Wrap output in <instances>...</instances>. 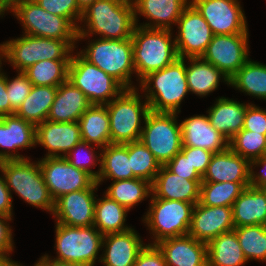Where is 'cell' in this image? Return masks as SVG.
<instances>
[{
	"mask_svg": "<svg viewBox=\"0 0 266 266\" xmlns=\"http://www.w3.org/2000/svg\"><path fill=\"white\" fill-rule=\"evenodd\" d=\"M81 22L86 27H77L79 39L98 34L102 39H129L136 22L132 0H96L82 13ZM86 29V30H85Z\"/></svg>",
	"mask_w": 266,
	"mask_h": 266,
	"instance_id": "cell-1",
	"label": "cell"
},
{
	"mask_svg": "<svg viewBox=\"0 0 266 266\" xmlns=\"http://www.w3.org/2000/svg\"><path fill=\"white\" fill-rule=\"evenodd\" d=\"M139 83L143 92H147L145 99L150 111L180 113V104L189 92L185 58H178L163 69L148 74Z\"/></svg>",
	"mask_w": 266,
	"mask_h": 266,
	"instance_id": "cell-2",
	"label": "cell"
},
{
	"mask_svg": "<svg viewBox=\"0 0 266 266\" xmlns=\"http://www.w3.org/2000/svg\"><path fill=\"white\" fill-rule=\"evenodd\" d=\"M172 30L135 26L132 34L135 74L140 81L148 74L174 63L178 58Z\"/></svg>",
	"mask_w": 266,
	"mask_h": 266,
	"instance_id": "cell-3",
	"label": "cell"
},
{
	"mask_svg": "<svg viewBox=\"0 0 266 266\" xmlns=\"http://www.w3.org/2000/svg\"><path fill=\"white\" fill-rule=\"evenodd\" d=\"M0 171L10 193L13 190L28 204L53 214L54 200L45 184L39 161L33 163L27 157L23 160L1 161Z\"/></svg>",
	"mask_w": 266,
	"mask_h": 266,
	"instance_id": "cell-4",
	"label": "cell"
},
{
	"mask_svg": "<svg viewBox=\"0 0 266 266\" xmlns=\"http://www.w3.org/2000/svg\"><path fill=\"white\" fill-rule=\"evenodd\" d=\"M74 49L65 41L22 35L0 44V61L7 60L18 72L43 60L70 59Z\"/></svg>",
	"mask_w": 266,
	"mask_h": 266,
	"instance_id": "cell-5",
	"label": "cell"
},
{
	"mask_svg": "<svg viewBox=\"0 0 266 266\" xmlns=\"http://www.w3.org/2000/svg\"><path fill=\"white\" fill-rule=\"evenodd\" d=\"M79 54L91 64L116 79L125 89H134L131 74L135 73L132 38L96 39Z\"/></svg>",
	"mask_w": 266,
	"mask_h": 266,
	"instance_id": "cell-6",
	"label": "cell"
},
{
	"mask_svg": "<svg viewBox=\"0 0 266 266\" xmlns=\"http://www.w3.org/2000/svg\"><path fill=\"white\" fill-rule=\"evenodd\" d=\"M138 94V89H124L116 98L105 104L110 118L111 144H126L140 140L145 120L150 112L148 102Z\"/></svg>",
	"mask_w": 266,
	"mask_h": 266,
	"instance_id": "cell-7",
	"label": "cell"
},
{
	"mask_svg": "<svg viewBox=\"0 0 266 266\" xmlns=\"http://www.w3.org/2000/svg\"><path fill=\"white\" fill-rule=\"evenodd\" d=\"M55 247L58 256L53 260L74 263L80 266H94L98 251L103 248V235L92 225L71 227L56 223Z\"/></svg>",
	"mask_w": 266,
	"mask_h": 266,
	"instance_id": "cell-8",
	"label": "cell"
},
{
	"mask_svg": "<svg viewBox=\"0 0 266 266\" xmlns=\"http://www.w3.org/2000/svg\"><path fill=\"white\" fill-rule=\"evenodd\" d=\"M67 80L79 88L91 104L105 105L125 88L111 75L85 60L79 53L71 55Z\"/></svg>",
	"mask_w": 266,
	"mask_h": 266,
	"instance_id": "cell-9",
	"label": "cell"
},
{
	"mask_svg": "<svg viewBox=\"0 0 266 266\" xmlns=\"http://www.w3.org/2000/svg\"><path fill=\"white\" fill-rule=\"evenodd\" d=\"M150 208L143 222L154 236V243L160 240L188 235L195 204L185 201L150 199Z\"/></svg>",
	"mask_w": 266,
	"mask_h": 266,
	"instance_id": "cell-10",
	"label": "cell"
},
{
	"mask_svg": "<svg viewBox=\"0 0 266 266\" xmlns=\"http://www.w3.org/2000/svg\"><path fill=\"white\" fill-rule=\"evenodd\" d=\"M178 113L150 111L144 122L140 141L152 152L161 166H165L182 148L181 125Z\"/></svg>",
	"mask_w": 266,
	"mask_h": 266,
	"instance_id": "cell-11",
	"label": "cell"
},
{
	"mask_svg": "<svg viewBox=\"0 0 266 266\" xmlns=\"http://www.w3.org/2000/svg\"><path fill=\"white\" fill-rule=\"evenodd\" d=\"M10 12L22 23L23 34L65 40L76 48L77 28L68 19L47 12L36 1L16 5Z\"/></svg>",
	"mask_w": 266,
	"mask_h": 266,
	"instance_id": "cell-12",
	"label": "cell"
},
{
	"mask_svg": "<svg viewBox=\"0 0 266 266\" xmlns=\"http://www.w3.org/2000/svg\"><path fill=\"white\" fill-rule=\"evenodd\" d=\"M52 199L73 191L91 188L96 179L88 172L75 168L65 157H45L39 160Z\"/></svg>",
	"mask_w": 266,
	"mask_h": 266,
	"instance_id": "cell-13",
	"label": "cell"
},
{
	"mask_svg": "<svg viewBox=\"0 0 266 266\" xmlns=\"http://www.w3.org/2000/svg\"><path fill=\"white\" fill-rule=\"evenodd\" d=\"M176 25L179 30L174 40L179 58L202 57L214 34L191 3L184 8Z\"/></svg>",
	"mask_w": 266,
	"mask_h": 266,
	"instance_id": "cell-14",
	"label": "cell"
},
{
	"mask_svg": "<svg viewBox=\"0 0 266 266\" xmlns=\"http://www.w3.org/2000/svg\"><path fill=\"white\" fill-rule=\"evenodd\" d=\"M248 35H214L201 58L230 79L249 60Z\"/></svg>",
	"mask_w": 266,
	"mask_h": 266,
	"instance_id": "cell-15",
	"label": "cell"
},
{
	"mask_svg": "<svg viewBox=\"0 0 266 266\" xmlns=\"http://www.w3.org/2000/svg\"><path fill=\"white\" fill-rule=\"evenodd\" d=\"M214 35L248 33L244 11L238 0H192Z\"/></svg>",
	"mask_w": 266,
	"mask_h": 266,
	"instance_id": "cell-16",
	"label": "cell"
},
{
	"mask_svg": "<svg viewBox=\"0 0 266 266\" xmlns=\"http://www.w3.org/2000/svg\"><path fill=\"white\" fill-rule=\"evenodd\" d=\"M99 184L91 188L64 194L54 201L53 216L56 223L71 227H89L94 224L96 197L94 191Z\"/></svg>",
	"mask_w": 266,
	"mask_h": 266,
	"instance_id": "cell-17",
	"label": "cell"
},
{
	"mask_svg": "<svg viewBox=\"0 0 266 266\" xmlns=\"http://www.w3.org/2000/svg\"><path fill=\"white\" fill-rule=\"evenodd\" d=\"M232 207L195 204L188 235L208 243L222 233L234 230Z\"/></svg>",
	"mask_w": 266,
	"mask_h": 266,
	"instance_id": "cell-18",
	"label": "cell"
},
{
	"mask_svg": "<svg viewBox=\"0 0 266 266\" xmlns=\"http://www.w3.org/2000/svg\"><path fill=\"white\" fill-rule=\"evenodd\" d=\"M35 135L36 126L23 118L15 114L0 117V148H3V151H0V162L26 159L18 154L17 150L35 146ZM6 148L9 150L6 151ZM10 150L12 151L9 152Z\"/></svg>",
	"mask_w": 266,
	"mask_h": 266,
	"instance_id": "cell-19",
	"label": "cell"
},
{
	"mask_svg": "<svg viewBox=\"0 0 266 266\" xmlns=\"http://www.w3.org/2000/svg\"><path fill=\"white\" fill-rule=\"evenodd\" d=\"M35 138L36 145L40 144L48 150L45 157H64L82 140L78 122L48 120L36 125Z\"/></svg>",
	"mask_w": 266,
	"mask_h": 266,
	"instance_id": "cell-20",
	"label": "cell"
},
{
	"mask_svg": "<svg viewBox=\"0 0 266 266\" xmlns=\"http://www.w3.org/2000/svg\"><path fill=\"white\" fill-rule=\"evenodd\" d=\"M182 147H195L218 153L229 147V140L211 124L208 116L195 115L180 123Z\"/></svg>",
	"mask_w": 266,
	"mask_h": 266,
	"instance_id": "cell-21",
	"label": "cell"
},
{
	"mask_svg": "<svg viewBox=\"0 0 266 266\" xmlns=\"http://www.w3.org/2000/svg\"><path fill=\"white\" fill-rule=\"evenodd\" d=\"M156 245L167 266H207V244L190 235L166 238Z\"/></svg>",
	"mask_w": 266,
	"mask_h": 266,
	"instance_id": "cell-22",
	"label": "cell"
},
{
	"mask_svg": "<svg viewBox=\"0 0 266 266\" xmlns=\"http://www.w3.org/2000/svg\"><path fill=\"white\" fill-rule=\"evenodd\" d=\"M145 245L133 228L104 235L102 247H105V250L98 261L104 266H134Z\"/></svg>",
	"mask_w": 266,
	"mask_h": 266,
	"instance_id": "cell-23",
	"label": "cell"
},
{
	"mask_svg": "<svg viewBox=\"0 0 266 266\" xmlns=\"http://www.w3.org/2000/svg\"><path fill=\"white\" fill-rule=\"evenodd\" d=\"M202 180H188L173 174L165 166H161L151 183L150 198L185 201L197 204L200 198Z\"/></svg>",
	"mask_w": 266,
	"mask_h": 266,
	"instance_id": "cell-24",
	"label": "cell"
},
{
	"mask_svg": "<svg viewBox=\"0 0 266 266\" xmlns=\"http://www.w3.org/2000/svg\"><path fill=\"white\" fill-rule=\"evenodd\" d=\"M132 2L136 25L138 24L137 15H142L150 22L138 26L172 30L171 25H176L190 0H132Z\"/></svg>",
	"mask_w": 266,
	"mask_h": 266,
	"instance_id": "cell-25",
	"label": "cell"
},
{
	"mask_svg": "<svg viewBox=\"0 0 266 266\" xmlns=\"http://www.w3.org/2000/svg\"><path fill=\"white\" fill-rule=\"evenodd\" d=\"M202 182H250V161L229 147L213 153Z\"/></svg>",
	"mask_w": 266,
	"mask_h": 266,
	"instance_id": "cell-26",
	"label": "cell"
},
{
	"mask_svg": "<svg viewBox=\"0 0 266 266\" xmlns=\"http://www.w3.org/2000/svg\"><path fill=\"white\" fill-rule=\"evenodd\" d=\"M91 105L84 93L66 80L58 86L47 120L53 122H78L81 115Z\"/></svg>",
	"mask_w": 266,
	"mask_h": 266,
	"instance_id": "cell-27",
	"label": "cell"
},
{
	"mask_svg": "<svg viewBox=\"0 0 266 266\" xmlns=\"http://www.w3.org/2000/svg\"><path fill=\"white\" fill-rule=\"evenodd\" d=\"M234 227L266 226V189L246 187L232 205Z\"/></svg>",
	"mask_w": 266,
	"mask_h": 266,
	"instance_id": "cell-28",
	"label": "cell"
},
{
	"mask_svg": "<svg viewBox=\"0 0 266 266\" xmlns=\"http://www.w3.org/2000/svg\"><path fill=\"white\" fill-rule=\"evenodd\" d=\"M215 103L207 111L210 124L230 140L243 129L245 112L249 103H240L226 97H219Z\"/></svg>",
	"mask_w": 266,
	"mask_h": 266,
	"instance_id": "cell-29",
	"label": "cell"
},
{
	"mask_svg": "<svg viewBox=\"0 0 266 266\" xmlns=\"http://www.w3.org/2000/svg\"><path fill=\"white\" fill-rule=\"evenodd\" d=\"M82 141L102 149L111 144L110 118L106 105L92 104L78 120Z\"/></svg>",
	"mask_w": 266,
	"mask_h": 266,
	"instance_id": "cell-30",
	"label": "cell"
},
{
	"mask_svg": "<svg viewBox=\"0 0 266 266\" xmlns=\"http://www.w3.org/2000/svg\"><path fill=\"white\" fill-rule=\"evenodd\" d=\"M187 60L190 62V65L186 66L189 92L204 97L218 88L220 80H224L229 85L228 77L201 57L187 58Z\"/></svg>",
	"mask_w": 266,
	"mask_h": 266,
	"instance_id": "cell-31",
	"label": "cell"
},
{
	"mask_svg": "<svg viewBox=\"0 0 266 266\" xmlns=\"http://www.w3.org/2000/svg\"><path fill=\"white\" fill-rule=\"evenodd\" d=\"M100 173L96 182L137 178L131 169L129 158V143L108 144L101 149Z\"/></svg>",
	"mask_w": 266,
	"mask_h": 266,
	"instance_id": "cell-32",
	"label": "cell"
},
{
	"mask_svg": "<svg viewBox=\"0 0 266 266\" xmlns=\"http://www.w3.org/2000/svg\"><path fill=\"white\" fill-rule=\"evenodd\" d=\"M247 262L234 230L207 243V266H244Z\"/></svg>",
	"mask_w": 266,
	"mask_h": 266,
	"instance_id": "cell-33",
	"label": "cell"
},
{
	"mask_svg": "<svg viewBox=\"0 0 266 266\" xmlns=\"http://www.w3.org/2000/svg\"><path fill=\"white\" fill-rule=\"evenodd\" d=\"M57 89L53 86H32L15 115L35 126L46 121Z\"/></svg>",
	"mask_w": 266,
	"mask_h": 266,
	"instance_id": "cell-34",
	"label": "cell"
},
{
	"mask_svg": "<svg viewBox=\"0 0 266 266\" xmlns=\"http://www.w3.org/2000/svg\"><path fill=\"white\" fill-rule=\"evenodd\" d=\"M128 211L127 208L110 199L107 195L100 199L96 198L93 226L103 236L127 231L131 229L127 225L124 226Z\"/></svg>",
	"mask_w": 266,
	"mask_h": 266,
	"instance_id": "cell-35",
	"label": "cell"
},
{
	"mask_svg": "<svg viewBox=\"0 0 266 266\" xmlns=\"http://www.w3.org/2000/svg\"><path fill=\"white\" fill-rule=\"evenodd\" d=\"M229 85L249 96L266 100V65L249 59L229 79Z\"/></svg>",
	"mask_w": 266,
	"mask_h": 266,
	"instance_id": "cell-36",
	"label": "cell"
},
{
	"mask_svg": "<svg viewBox=\"0 0 266 266\" xmlns=\"http://www.w3.org/2000/svg\"><path fill=\"white\" fill-rule=\"evenodd\" d=\"M105 195L128 210L152 195L151 183L141 178L113 181Z\"/></svg>",
	"mask_w": 266,
	"mask_h": 266,
	"instance_id": "cell-37",
	"label": "cell"
},
{
	"mask_svg": "<svg viewBox=\"0 0 266 266\" xmlns=\"http://www.w3.org/2000/svg\"><path fill=\"white\" fill-rule=\"evenodd\" d=\"M70 59L43 60L28 67L23 73L33 86L58 87L68 77Z\"/></svg>",
	"mask_w": 266,
	"mask_h": 266,
	"instance_id": "cell-38",
	"label": "cell"
},
{
	"mask_svg": "<svg viewBox=\"0 0 266 266\" xmlns=\"http://www.w3.org/2000/svg\"><path fill=\"white\" fill-rule=\"evenodd\" d=\"M250 182H202L199 203L205 206L232 207Z\"/></svg>",
	"mask_w": 266,
	"mask_h": 266,
	"instance_id": "cell-39",
	"label": "cell"
},
{
	"mask_svg": "<svg viewBox=\"0 0 266 266\" xmlns=\"http://www.w3.org/2000/svg\"><path fill=\"white\" fill-rule=\"evenodd\" d=\"M234 231L247 261H266V226H241L235 227Z\"/></svg>",
	"mask_w": 266,
	"mask_h": 266,
	"instance_id": "cell-40",
	"label": "cell"
},
{
	"mask_svg": "<svg viewBox=\"0 0 266 266\" xmlns=\"http://www.w3.org/2000/svg\"><path fill=\"white\" fill-rule=\"evenodd\" d=\"M129 158L133 174L152 183L161 165L140 140L129 143Z\"/></svg>",
	"mask_w": 266,
	"mask_h": 266,
	"instance_id": "cell-41",
	"label": "cell"
},
{
	"mask_svg": "<svg viewBox=\"0 0 266 266\" xmlns=\"http://www.w3.org/2000/svg\"><path fill=\"white\" fill-rule=\"evenodd\" d=\"M229 148L250 160L266 155V135L242 129L229 140Z\"/></svg>",
	"mask_w": 266,
	"mask_h": 266,
	"instance_id": "cell-42",
	"label": "cell"
},
{
	"mask_svg": "<svg viewBox=\"0 0 266 266\" xmlns=\"http://www.w3.org/2000/svg\"><path fill=\"white\" fill-rule=\"evenodd\" d=\"M94 145L90 144L88 142L85 141H80L77 145H75L73 147V149L68 152L64 157L75 167V168H79L82 169L86 172H88L89 174H91L96 180L99 177V173H100V168L99 170L96 171H92L90 168L93 167L94 165L96 166V162L99 163L100 165V161H101V157H100V153L99 156H97L95 150L93 149ZM87 148V149H86ZM83 149V150H82ZM86 149V150H85ZM85 153L86 151V155H82V151ZM88 150V151H87ZM81 151V152H80ZM95 152V153H94ZM82 156V157H81ZM84 156V157H83Z\"/></svg>",
	"mask_w": 266,
	"mask_h": 266,
	"instance_id": "cell-43",
	"label": "cell"
},
{
	"mask_svg": "<svg viewBox=\"0 0 266 266\" xmlns=\"http://www.w3.org/2000/svg\"><path fill=\"white\" fill-rule=\"evenodd\" d=\"M38 5L47 12L68 19L76 28L79 26L82 11L76 0H36Z\"/></svg>",
	"mask_w": 266,
	"mask_h": 266,
	"instance_id": "cell-44",
	"label": "cell"
},
{
	"mask_svg": "<svg viewBox=\"0 0 266 266\" xmlns=\"http://www.w3.org/2000/svg\"><path fill=\"white\" fill-rule=\"evenodd\" d=\"M6 84L11 105V115H14L22 102L29 95L33 85L23 72H18V75L11 80L6 76Z\"/></svg>",
	"mask_w": 266,
	"mask_h": 266,
	"instance_id": "cell-45",
	"label": "cell"
},
{
	"mask_svg": "<svg viewBox=\"0 0 266 266\" xmlns=\"http://www.w3.org/2000/svg\"><path fill=\"white\" fill-rule=\"evenodd\" d=\"M165 167L173 174H177L188 180H202V176L192 166L189 159V147H182Z\"/></svg>",
	"mask_w": 266,
	"mask_h": 266,
	"instance_id": "cell-46",
	"label": "cell"
},
{
	"mask_svg": "<svg viewBox=\"0 0 266 266\" xmlns=\"http://www.w3.org/2000/svg\"><path fill=\"white\" fill-rule=\"evenodd\" d=\"M243 129L266 135V109L263 110L249 103L245 112Z\"/></svg>",
	"mask_w": 266,
	"mask_h": 266,
	"instance_id": "cell-47",
	"label": "cell"
},
{
	"mask_svg": "<svg viewBox=\"0 0 266 266\" xmlns=\"http://www.w3.org/2000/svg\"><path fill=\"white\" fill-rule=\"evenodd\" d=\"M134 266H167V264L156 244H146L138 254Z\"/></svg>",
	"mask_w": 266,
	"mask_h": 266,
	"instance_id": "cell-48",
	"label": "cell"
},
{
	"mask_svg": "<svg viewBox=\"0 0 266 266\" xmlns=\"http://www.w3.org/2000/svg\"><path fill=\"white\" fill-rule=\"evenodd\" d=\"M11 217L0 215V256H9L14 247L12 229L7 223Z\"/></svg>",
	"mask_w": 266,
	"mask_h": 266,
	"instance_id": "cell-49",
	"label": "cell"
},
{
	"mask_svg": "<svg viewBox=\"0 0 266 266\" xmlns=\"http://www.w3.org/2000/svg\"><path fill=\"white\" fill-rule=\"evenodd\" d=\"M213 153L201 148L189 147V159L192 166L203 177L210 163Z\"/></svg>",
	"mask_w": 266,
	"mask_h": 266,
	"instance_id": "cell-50",
	"label": "cell"
},
{
	"mask_svg": "<svg viewBox=\"0 0 266 266\" xmlns=\"http://www.w3.org/2000/svg\"><path fill=\"white\" fill-rule=\"evenodd\" d=\"M262 166L264 169L266 168V155L262 157L256 158L254 160H250V186L256 188H265L266 189V169L262 170L261 173L254 172L253 166Z\"/></svg>",
	"mask_w": 266,
	"mask_h": 266,
	"instance_id": "cell-51",
	"label": "cell"
},
{
	"mask_svg": "<svg viewBox=\"0 0 266 266\" xmlns=\"http://www.w3.org/2000/svg\"><path fill=\"white\" fill-rule=\"evenodd\" d=\"M12 195L7 188L4 176H0V215L12 217Z\"/></svg>",
	"mask_w": 266,
	"mask_h": 266,
	"instance_id": "cell-52",
	"label": "cell"
},
{
	"mask_svg": "<svg viewBox=\"0 0 266 266\" xmlns=\"http://www.w3.org/2000/svg\"><path fill=\"white\" fill-rule=\"evenodd\" d=\"M0 62V117L11 115V105L7 94L6 75L1 72Z\"/></svg>",
	"mask_w": 266,
	"mask_h": 266,
	"instance_id": "cell-53",
	"label": "cell"
},
{
	"mask_svg": "<svg viewBox=\"0 0 266 266\" xmlns=\"http://www.w3.org/2000/svg\"><path fill=\"white\" fill-rule=\"evenodd\" d=\"M50 258L51 257L45 254L44 256L41 257V259L37 261V263H35L34 266H80L74 263L58 262Z\"/></svg>",
	"mask_w": 266,
	"mask_h": 266,
	"instance_id": "cell-54",
	"label": "cell"
},
{
	"mask_svg": "<svg viewBox=\"0 0 266 266\" xmlns=\"http://www.w3.org/2000/svg\"><path fill=\"white\" fill-rule=\"evenodd\" d=\"M96 0H76L78 8L83 12L87 9L91 4H93Z\"/></svg>",
	"mask_w": 266,
	"mask_h": 266,
	"instance_id": "cell-55",
	"label": "cell"
},
{
	"mask_svg": "<svg viewBox=\"0 0 266 266\" xmlns=\"http://www.w3.org/2000/svg\"><path fill=\"white\" fill-rule=\"evenodd\" d=\"M16 261H12L9 256H0V266H17Z\"/></svg>",
	"mask_w": 266,
	"mask_h": 266,
	"instance_id": "cell-56",
	"label": "cell"
},
{
	"mask_svg": "<svg viewBox=\"0 0 266 266\" xmlns=\"http://www.w3.org/2000/svg\"><path fill=\"white\" fill-rule=\"evenodd\" d=\"M36 0H7V8L11 11L16 5H19L24 2H32Z\"/></svg>",
	"mask_w": 266,
	"mask_h": 266,
	"instance_id": "cell-57",
	"label": "cell"
},
{
	"mask_svg": "<svg viewBox=\"0 0 266 266\" xmlns=\"http://www.w3.org/2000/svg\"><path fill=\"white\" fill-rule=\"evenodd\" d=\"M5 11H8L7 0H0V15H4Z\"/></svg>",
	"mask_w": 266,
	"mask_h": 266,
	"instance_id": "cell-58",
	"label": "cell"
}]
</instances>
